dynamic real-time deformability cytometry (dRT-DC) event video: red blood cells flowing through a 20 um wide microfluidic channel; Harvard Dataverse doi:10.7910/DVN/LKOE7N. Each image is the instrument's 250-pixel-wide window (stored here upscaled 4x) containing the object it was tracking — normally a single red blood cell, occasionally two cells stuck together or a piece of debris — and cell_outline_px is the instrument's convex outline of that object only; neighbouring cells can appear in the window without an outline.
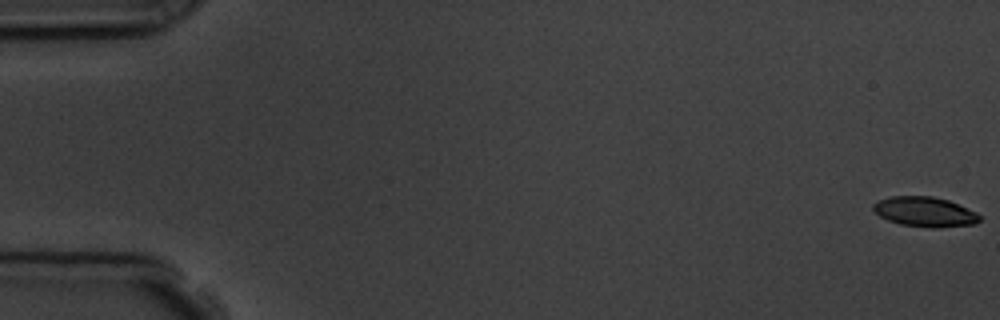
{"species": "common noctule bat (a hibernating species)", "species_latin": "Nyctalus noctula", "temperature_condition": "room temperature", "stored_images_in_passage": 2, "camera_frame_rate_fps": 3000, "um_per_image_px": 0.085, "animal": {"sex": "male", "body_mass_g": 19.5, "forearm_length_mm": 54.6}, "frame": {"image": 1, "passage_image": 2, "time_ms": 1.0, "image_size_px": [1000, 320], "cell_outline_px": [[980, 220], [972, 224], [940, 228], [928, 228], [900, 224], [888, 220], [880, 216], [872, 208], [872, 204], [888, 196], [932, 196], [948, 200], [976, 212], [980, 216]], "centroid_in_image_um": [78.59, 18.01], "position_along_channel_um": 6.4, "area_um2": 18.5}}